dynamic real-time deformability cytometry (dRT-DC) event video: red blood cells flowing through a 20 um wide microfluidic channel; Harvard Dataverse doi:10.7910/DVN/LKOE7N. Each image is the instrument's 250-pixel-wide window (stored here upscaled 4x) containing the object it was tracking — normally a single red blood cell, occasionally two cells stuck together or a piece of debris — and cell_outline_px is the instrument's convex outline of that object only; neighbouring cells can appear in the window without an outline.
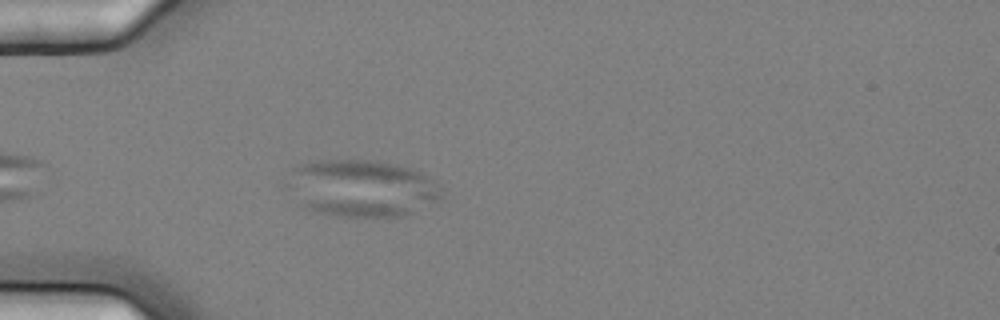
{"species": "common noctule bat (a hibernating species)", "species_latin": "Nyctalus noctula", "temperature_condition": "cold", "stored_images_in_passage": 1, "camera_frame_rate_fps": 3000, "um_per_image_px": 0.085, "animal": {"sex": "female", "body_mass_g": 25.1}, "frame": {"image": 1, "passage_image": 1, "time_ms": 0.0, "image_size_px": [1000, 320], "cell_outline_px": [[440, 200], [404, 216], [336, 216], [316, 212], [300, 204], [284, 184], [292, 168], [300, 164], [316, 160], [372, 160], [396, 164], [412, 168], [420, 172], [440, 184]], "centroid_in_image_um": [30.71, 15.98], "position_along_channel_um": 54.3, "area_um2": 51.56}}